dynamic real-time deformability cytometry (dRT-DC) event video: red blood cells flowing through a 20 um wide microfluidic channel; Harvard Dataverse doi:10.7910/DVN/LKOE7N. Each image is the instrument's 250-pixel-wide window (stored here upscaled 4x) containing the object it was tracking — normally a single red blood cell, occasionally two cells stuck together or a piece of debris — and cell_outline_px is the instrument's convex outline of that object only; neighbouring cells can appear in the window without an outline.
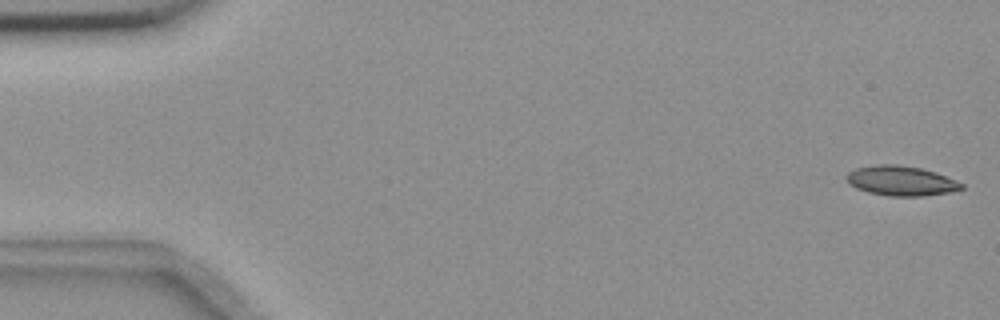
{"species": "common noctule bat (a hibernating species)", "species_latin": "Nyctalus noctula", "temperature_condition": "room temperature", "stored_images_in_passage": 7, "camera_frame_rate_fps": 3000, "um_per_image_px": 0.085, "animal": {"sex": "female", "body_mass_g": 18.4}, "frame": {"image": 1, "passage_image": 1, "time_ms": 0.0, "image_size_px": [1000, 320], "cell_outline_px": [[964, 188], [952, 192], [924, 196], [888, 196], [868, 192], [856, 188], [848, 184], [844, 176], [848, 172], [856, 168], [876, 164], [896, 164], [920, 168], [936, 172], [956, 180], [964, 184]], "centroid_in_image_um": [76.58, 15.37], "position_along_channel_um": 8.4, "area_um2": 20.23}}
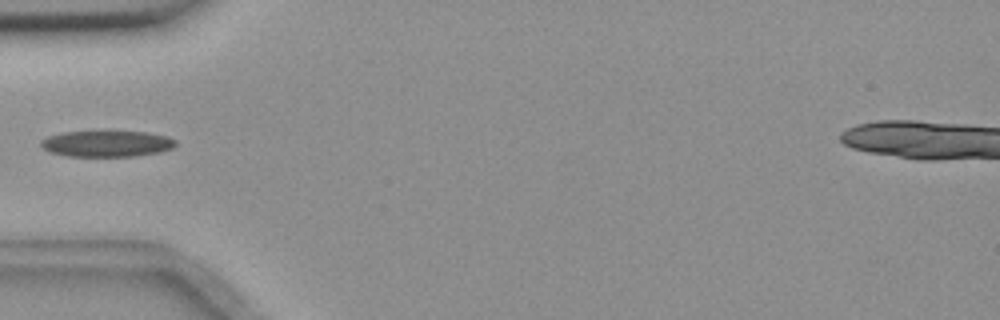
{"frame": {"image": 2, "passage_image": 6, "time_ms": 1.667, "image_size_px": [1000, 320], "cell_outline_px": [[176, 144], [172, 148], [160, 152], [132, 156], [68, 156], [48, 152], [40, 144], [40, 140], [48, 136], [64, 132], [100, 128], [144, 132], [168, 136], [176, 140]], "centroid_in_image_um": [9.05, 12.16], "position_along_channel_um": 76.0, "area_um2": 21.5}}